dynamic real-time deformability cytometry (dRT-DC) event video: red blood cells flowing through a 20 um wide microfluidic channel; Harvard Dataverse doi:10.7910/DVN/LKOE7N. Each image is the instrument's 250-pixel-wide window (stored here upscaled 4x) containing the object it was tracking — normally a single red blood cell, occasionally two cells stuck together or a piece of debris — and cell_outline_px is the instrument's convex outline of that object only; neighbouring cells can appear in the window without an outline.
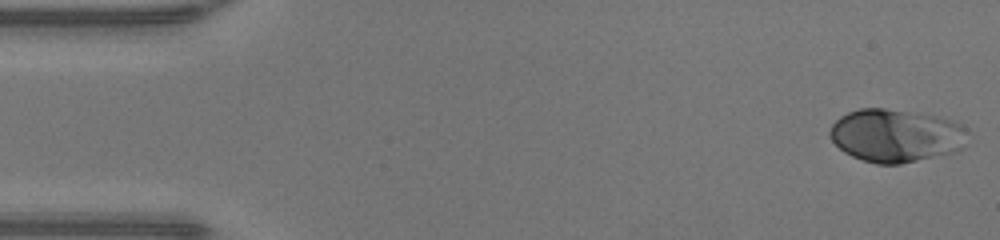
{"species": "human", "species_latin": "Homo sapiens", "temperature_condition": "warm", "stored_images_in_passage": 47, "camera_frame_rate_fps": 3000, "um_per_image_px": 0.085, "donor": {"sex": "male"}, "frame": {"image": 1, "passage_image": 1, "time_ms": 0.0, "image_size_px": [1000, 240], "cell_outline_px": [[960, 148], [952, 152], [900, 164], [876, 164], [852, 156], [844, 152], [832, 140], [832, 124], [840, 116], [848, 112], [860, 108], [884, 108], [932, 116], [948, 120], [956, 124]], "centroid_in_image_um": [75.95, 11.53], "position_along_channel_um": 9.0, "area_um2": 40.52}}
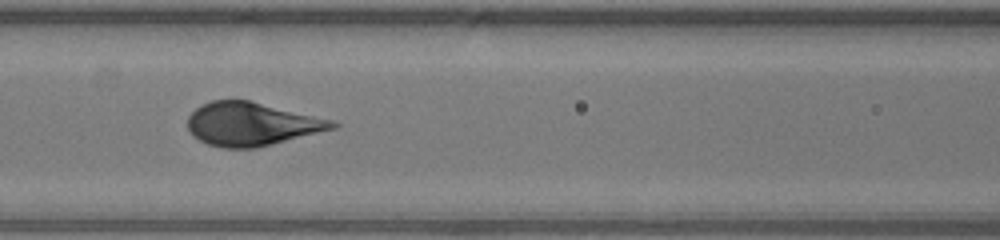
{"frame": {"image": 2, "passage_image": 20, "time_ms": 6.333, "image_size_px": [1000, 240], "cell_outline_px": [[340, 124], [336, 128], [256, 148], [224, 148], [208, 144], [192, 136], [188, 128], [188, 116], [200, 104], [212, 100], [248, 100], [332, 120]], "centroid_in_image_um": [21.35, 10.55], "position_along_channel_um": 145.2, "area_um2": 36.3}}
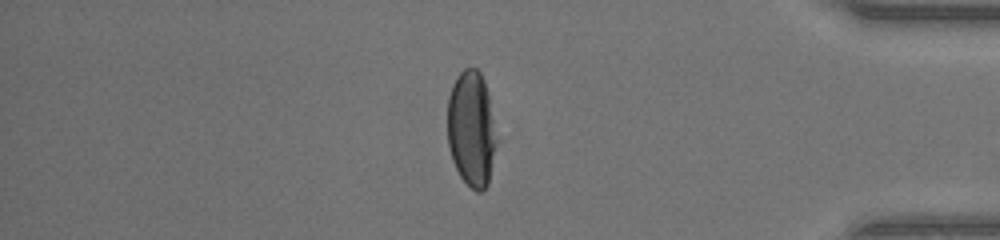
{"frame": {"image": 3, "passage_image": 40, "time_ms": 13.0, "image_size_px": [1000, 240], "cell_outline_px": [[496, 140], [488, 184], [484, 192], [476, 192], [460, 176], [452, 160], [448, 144], [448, 96], [452, 84], [456, 76], [464, 68], [476, 68], [480, 72], [484, 80], [488, 92]], "centroid_in_image_um": [40.05, 10.94], "position_along_channel_um": 395.2, "area_um2": 32.89}}